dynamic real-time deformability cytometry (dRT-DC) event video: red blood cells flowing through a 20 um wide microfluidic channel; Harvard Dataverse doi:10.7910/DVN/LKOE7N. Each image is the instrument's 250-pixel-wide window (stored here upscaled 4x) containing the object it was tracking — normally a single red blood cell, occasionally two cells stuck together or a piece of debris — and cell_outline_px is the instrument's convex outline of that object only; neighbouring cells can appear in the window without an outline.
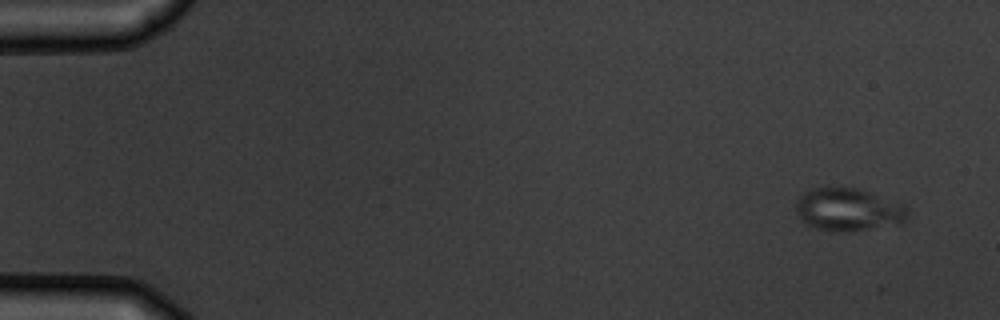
{"species": "common noctule bat (a hibernating species)", "species_latin": "Nyctalus noctula", "temperature_condition": "warm", "stored_images_in_passage": 5, "camera_frame_rate_fps": 3000, "um_per_image_px": 0.085, "animal": {"sex": "male", "body_mass_g": 19.5, "forearm_length_mm": 54.6}, "frame": {"image": 1, "passage_image": 1, "time_ms": 0.0, "image_size_px": [1000, 320], "cell_outline_px": [[908, 216], [904, 224], [852, 232], [836, 232], [816, 228], [800, 220], [796, 208], [796, 200], [804, 192], [812, 188], [828, 184], [840, 184], [860, 188], [904, 204], [908, 208]], "centroid_in_image_um": [72.13, 17.78], "position_along_channel_um": 12.9, "area_um2": 29.25}}